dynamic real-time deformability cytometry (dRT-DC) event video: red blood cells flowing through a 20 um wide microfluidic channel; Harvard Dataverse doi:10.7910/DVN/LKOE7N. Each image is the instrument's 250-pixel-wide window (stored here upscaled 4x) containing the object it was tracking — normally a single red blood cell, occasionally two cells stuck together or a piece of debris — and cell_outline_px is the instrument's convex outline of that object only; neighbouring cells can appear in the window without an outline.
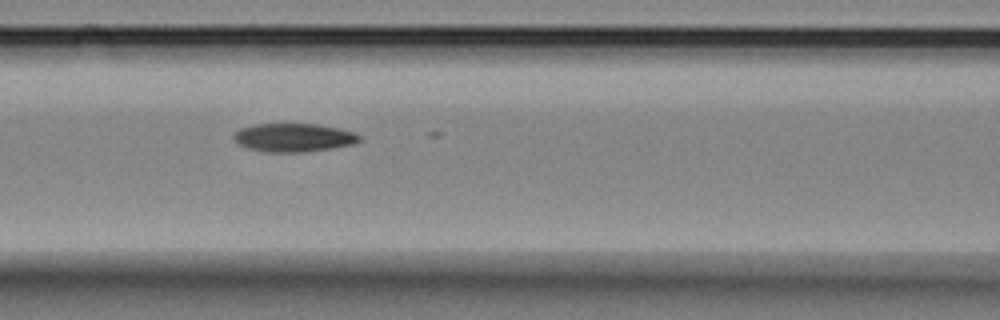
{"species": "Egyptian fruit bat (a non-hibernating species)", "species_latin": "Rousettus aegyptiacus", "temperature_condition": "room temperature", "stored_images_in_passage": 6, "segment_of_instrument_passage": [1, 2], "camera_frame_rate_fps": 3000, "um_per_image_px": 0.085, "animal": {"sex": "female"}, "frame": {"image": 1, "passage_image": 3, "time_ms": 2.0, "image_size_px": [1000, 320], "cell_outline_px": [[360, 140], [352, 144], [332, 148], [304, 152], [264, 152], [248, 148], [236, 144], [232, 140], [232, 132], [240, 128], [256, 124], [316, 124], [340, 128], [356, 132], [360, 136]], "centroid_in_image_um": [24.9, 11.69], "position_along_channel_um": 141.7, "area_um2": 21.1}}
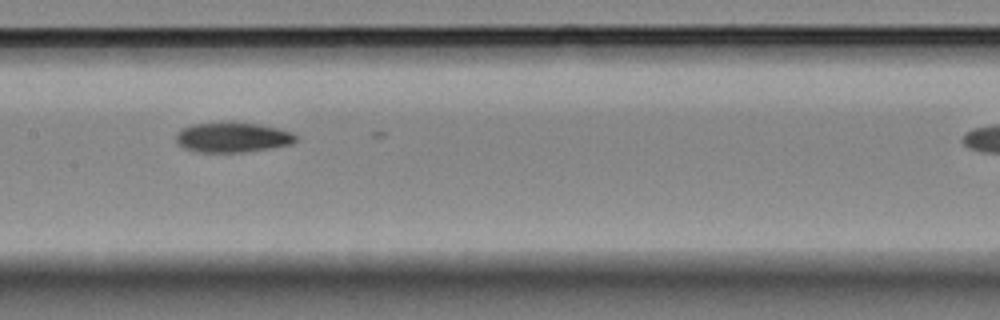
{"frame": {"image": 2, "passage_image": 4, "time_ms": 3.333, "image_size_px": [1000, 320], "cell_outline_px": [[296, 140], [292, 144], [268, 148], [240, 152], [200, 152], [184, 148], [176, 140], [176, 132], [180, 128], [192, 124], [232, 120], [256, 124], [276, 128], [292, 132], [296, 136]], "centroid_in_image_um": [19.71, 11.64], "position_along_channel_um": 187.7, "area_um2": 21.15}}
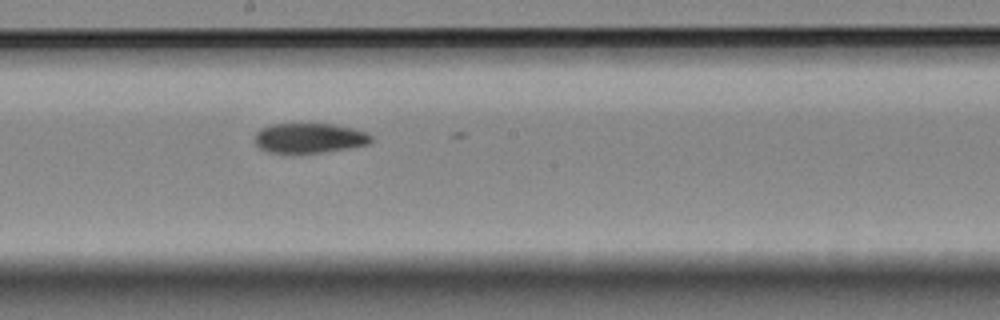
{"frame": {"image": 3, "passage_image": 5, "time_ms": 4.333, "image_size_px": [1000, 320], "cell_outline_px": [[372, 140], [368, 144], [348, 148], [324, 152], [292, 156], [288, 156], [268, 152], [260, 148], [256, 144], [256, 132], [260, 128], [272, 124], [332, 124], [352, 128], [364, 132], [372, 136]], "centroid_in_image_um": [26.24, 11.78], "position_along_channel_um": 222.0, "area_um2": 20.81}}